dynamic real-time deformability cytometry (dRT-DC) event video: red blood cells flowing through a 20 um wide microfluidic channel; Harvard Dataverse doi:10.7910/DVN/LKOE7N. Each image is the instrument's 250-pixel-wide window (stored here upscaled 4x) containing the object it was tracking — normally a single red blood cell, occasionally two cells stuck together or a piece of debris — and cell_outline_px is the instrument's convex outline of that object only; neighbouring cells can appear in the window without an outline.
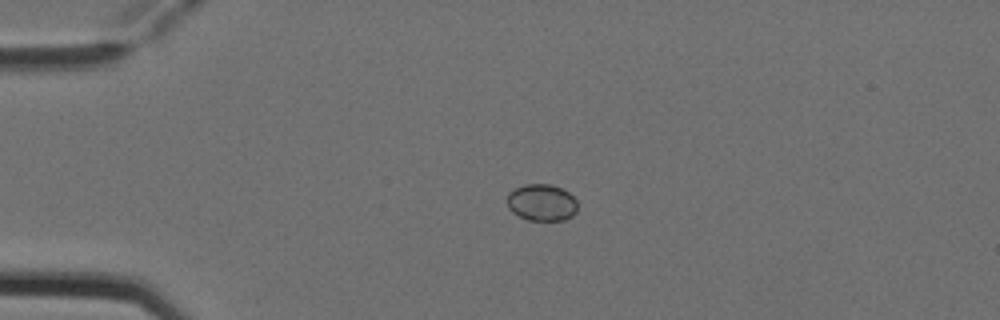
{"species": "Egyptian fruit bat (a non-hibernating species)", "species_latin": "Rousettus aegyptiacus", "temperature_condition": "cold", "stored_images_in_passage": 4, "camera_frame_rate_fps": 3000, "um_per_image_px": 0.085, "animal": {"sex": "female"}, "frame": {"image": 1, "passage_image": 3, "time_ms": 0.667, "image_size_px": [1000, 320], "cell_outline_px": [[576, 212], [572, 216], [564, 220], [528, 220], [512, 212], [508, 208], [508, 192], [524, 184], [552, 184], [568, 192], [576, 200]], "centroid_in_image_um": [46.04, 17.21], "position_along_channel_um": 39.0, "area_um2": 15.03}}